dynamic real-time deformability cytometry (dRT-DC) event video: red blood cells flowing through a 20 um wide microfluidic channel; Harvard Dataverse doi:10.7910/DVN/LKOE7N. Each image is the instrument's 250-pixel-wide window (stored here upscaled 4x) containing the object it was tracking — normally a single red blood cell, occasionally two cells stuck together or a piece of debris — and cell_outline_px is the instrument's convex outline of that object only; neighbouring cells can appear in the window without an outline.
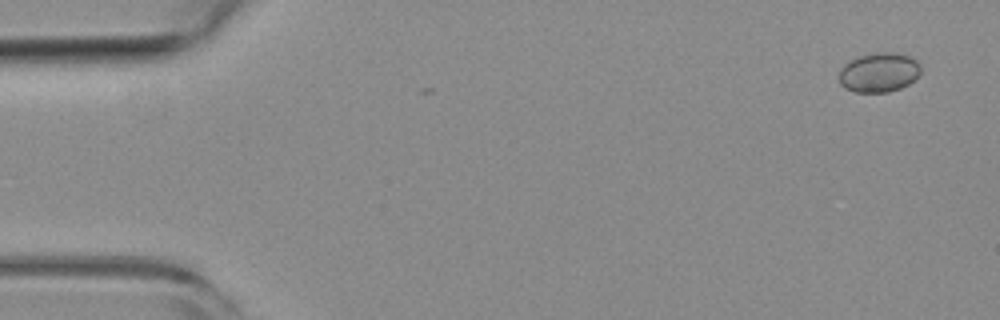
{"species": "common noctule bat (a hibernating species)", "species_latin": "Nyctalus noctula", "temperature_condition": "room temperature", "stored_images_in_passage": 4, "camera_frame_rate_fps": 3000, "um_per_image_px": 0.085, "animal": {"sex": "female", "body_mass_g": 19.3, "forearm_length_mm": 54.1}, "frame": {"image": 1, "passage_image": 1, "time_ms": 0.0, "image_size_px": [1000, 320], "cell_outline_px": [[920, 72], [908, 84], [900, 88], [888, 92], [856, 92], [844, 88], [840, 84], [840, 68], [844, 64], [860, 56], [880, 52], [896, 52], [908, 56], [916, 60], [920, 64]], "centroid_in_image_um": [74.7, 6.16], "position_along_channel_um": 10.3, "area_um2": 18.61}}